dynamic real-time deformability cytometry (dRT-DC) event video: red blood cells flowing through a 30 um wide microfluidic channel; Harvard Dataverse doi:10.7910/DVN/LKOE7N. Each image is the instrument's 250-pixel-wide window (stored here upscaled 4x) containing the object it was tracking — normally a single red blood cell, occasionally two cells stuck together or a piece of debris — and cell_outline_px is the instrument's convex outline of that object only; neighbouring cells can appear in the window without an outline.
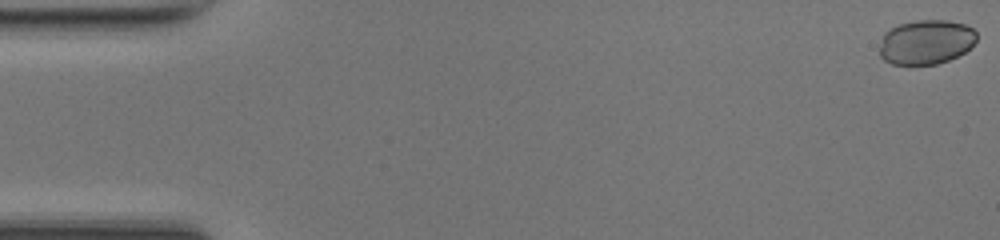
{"species": "common noctule bat (a hibernating species)", "species_latin": "Nyctalus noctula", "temperature_condition": "room temperature", "stored_images_in_passage": 50, "camera_frame_rate_fps": 3000, "um_per_image_px": 0.085, "animal": {"sex": "female", "body_mass_g": 17.0, "forearm_length_mm": 48.0}, "frame": {"image": 1, "passage_image": 1, "time_ms": 0.0, "image_size_px": [1000, 240], "cell_outline_px": [[976, 40], [964, 52], [948, 60], [936, 64], [892, 64], [884, 60], [880, 56], [880, 48], [884, 32], [888, 28], [900, 24], [916, 20], [944, 20], [964, 24], [972, 28], [976, 32]], "centroid_in_image_um": [78.69, 3.56], "position_along_channel_um": 6.3, "area_um2": 25.03}}
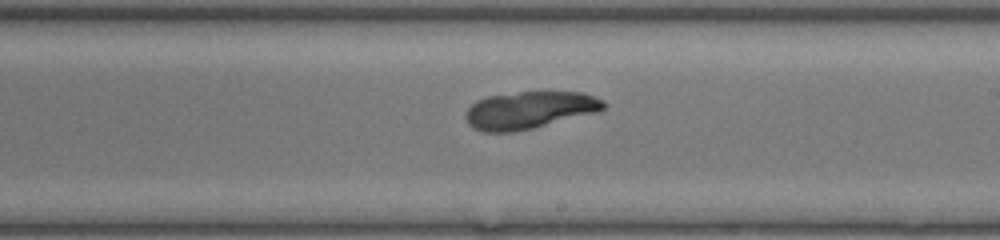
{"frame": {"image": 2, "passage_image": 29, "time_ms": 9.333, "image_size_px": [1000, 240], "cell_outline_px": [[608, 104], [600, 112], [516, 132], [484, 132], [472, 128], [468, 124], [464, 116], [464, 112], [476, 100], [488, 96], [520, 92], [584, 92], [604, 100]], "centroid_in_image_um": [45.01, 9.36], "position_along_channel_um": 244.0, "area_um2": 30.4}}
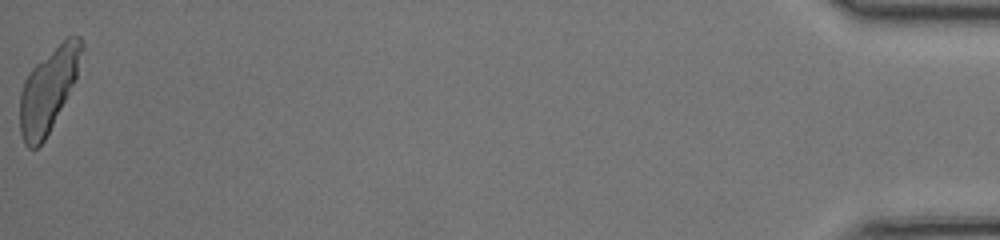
{"frame": {"image": 3, "passage_image": 50, "time_ms": 16.333, "image_size_px": [1000, 240], "cell_outline_px": [[84, 48], [76, 76], [44, 140], [36, 148], [28, 148], [24, 144], [20, 132], [20, 92], [24, 80], [28, 72], [36, 64], [68, 36], [80, 36], [84, 40]], "centroid_in_image_um": [4.09, 7.61], "position_along_channel_um": 431.1, "area_um2": 29.25}, "authors_computed_cell_mechanics": {"area_um2": 29.9693, "velocity_mm_per_s": 4.2054, "shape_relaxation_time_tau1_ms": null, "shape_relaxation_time_tau2_ms": 3.1168, "deformation_change_tau1": null, "deformation_change_tau2": 0.0695}}